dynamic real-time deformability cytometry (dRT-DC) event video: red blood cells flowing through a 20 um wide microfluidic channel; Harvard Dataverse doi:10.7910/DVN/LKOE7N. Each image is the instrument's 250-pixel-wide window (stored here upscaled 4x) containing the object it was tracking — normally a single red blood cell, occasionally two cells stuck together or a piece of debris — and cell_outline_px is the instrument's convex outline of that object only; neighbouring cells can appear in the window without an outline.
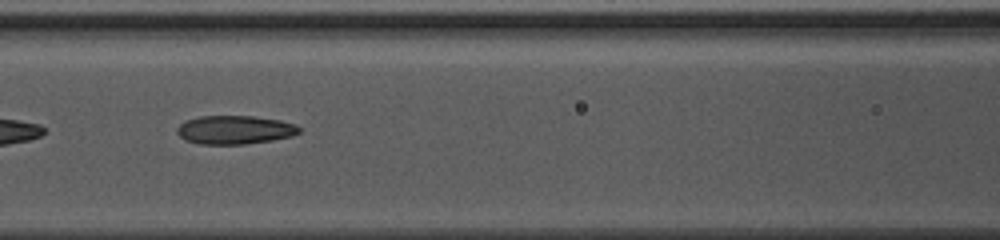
{"species": "common noctule bat (a hibernating species)", "species_latin": "Nyctalus noctula", "temperature_condition": "warm", "stored_images_in_passage": 47, "camera_frame_rate_fps": 3000, "um_per_image_px": 0.085, "animal": {"sex": "female", "body_mass_g": 10.0, "forearm_length_mm": 53.1}, "frame": {"image": 1, "passage_image": 21, "time_ms": 6.667, "image_size_px": [1000, 240], "cell_outline_px": [[300, 132], [292, 136], [272, 140], [244, 144], [200, 144], [184, 140], [176, 132], [176, 128], [184, 120], [200, 116], [252, 116], [280, 120], [296, 124], [300, 128]], "centroid_in_image_um": [19.93, 11.03], "position_along_channel_um": 146.7, "area_um2": 20.46}}
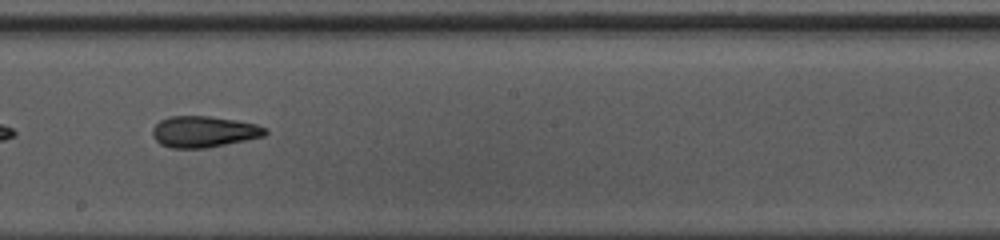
{"frame": {"image": 2, "passage_image": 27, "time_ms": 8.667, "image_size_px": [1000, 240], "cell_outline_px": [[268, 132], [264, 136], [204, 148], [172, 148], [160, 144], [152, 136], [152, 128], [160, 120], [168, 116], [208, 116], [236, 120], [256, 124], [268, 128]], "centroid_in_image_um": [17.3, 11.18], "position_along_channel_um": 230.9, "area_um2": 20.46}, "authors_computed_cell_mechanics": {"area_um2": 22.0796, "velocity_mm_per_s": 4.2109, "shape_relaxation_time_tau1_ms": null, "shape_relaxation_time_tau2_ms": 2.6566, "deformation_change_tau1": null, "deformation_change_tau2": 0.1212}}